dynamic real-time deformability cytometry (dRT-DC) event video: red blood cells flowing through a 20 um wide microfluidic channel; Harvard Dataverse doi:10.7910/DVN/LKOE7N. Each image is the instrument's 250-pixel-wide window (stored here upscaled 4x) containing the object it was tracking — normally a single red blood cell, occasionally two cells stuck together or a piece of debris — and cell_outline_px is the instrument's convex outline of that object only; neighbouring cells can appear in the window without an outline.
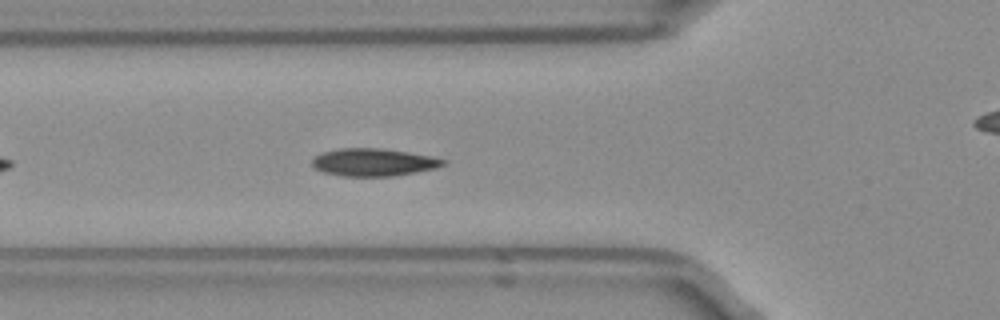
{"species": "Egyptian fruit bat (a non-hibernating species)", "species_latin": "Rousettus aegyptiacus", "temperature_condition": "room temperature", "stored_images_in_passage": 41, "camera_frame_rate_fps": 3000, "um_per_image_px": 0.085, "frame": {"image": 1, "passage_image": 7, "time_ms": 2.0, "image_size_px": [1000, 320], "cell_outline_px": [[448, 164], [436, 168], [416, 172], [392, 176], [344, 176], [324, 172], [316, 168], [312, 164], [312, 160], [316, 156], [324, 152], [340, 148], [384, 148], [432, 156], [448, 160]], "centroid_in_image_um": [31.82, 13.79], "position_along_channel_um": 94.0, "area_um2": 21.1}}
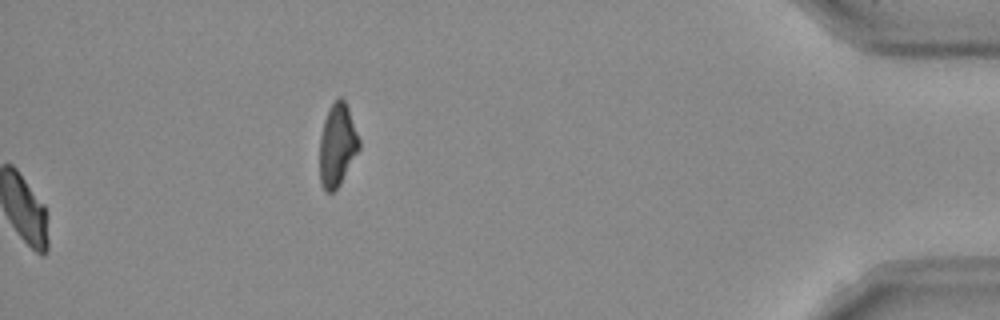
{"frame": {"image": 2, "passage_image": 41, "time_ms": 13.333, "image_size_px": [1000, 320], "cell_outline_px": [[360, 148], [340, 184], [332, 192], [328, 192], [320, 184], [320, 136], [324, 120], [328, 108], [340, 96], [344, 100], [348, 108], [360, 140]], "centroid_in_image_um": [28.67, 12.33], "position_along_channel_um": 406.5, "area_um2": 18.84}, "authors_computed_cell_mechanics": {"area_um2": 20.6924, "velocity_mm_per_s": 3.9411, "shape_relaxation_time_tau1_ms": 3.5646, "shape_relaxation_time_tau2_ms": 4.1331, "deformation_change_tau1": 0.1012, "deformation_change_tau2": 0.0473}}